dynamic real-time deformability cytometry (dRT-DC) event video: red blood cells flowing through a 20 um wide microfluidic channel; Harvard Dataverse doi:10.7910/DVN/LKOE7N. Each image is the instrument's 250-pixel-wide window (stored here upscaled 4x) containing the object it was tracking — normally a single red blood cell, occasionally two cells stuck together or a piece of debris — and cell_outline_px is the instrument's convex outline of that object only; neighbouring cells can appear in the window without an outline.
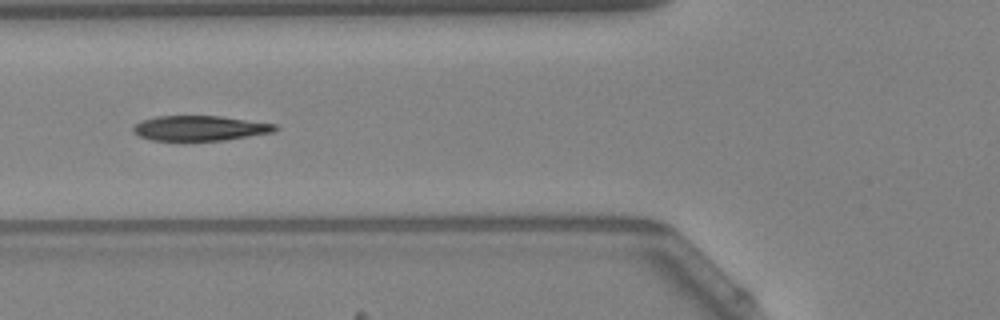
{"species": "Egyptian fruit bat (a non-hibernating species)", "species_latin": "Rousettus aegyptiacus", "temperature_condition": "warm", "stored_images_in_passage": 39, "camera_frame_rate_fps": 3000, "um_per_image_px": 0.085, "animal": {"sex": "female"}, "frame": {"image": 1, "passage_image": 6, "time_ms": 1.667, "image_size_px": [1000, 320], "cell_outline_px": [[280, 128], [272, 132], [224, 140], [152, 140], [140, 136], [132, 132], [132, 128], [140, 120], [156, 116], [220, 116], [276, 124]], "centroid_in_image_um": [16.96, 10.89], "position_along_channel_um": 108.8, "area_um2": 20.58}}
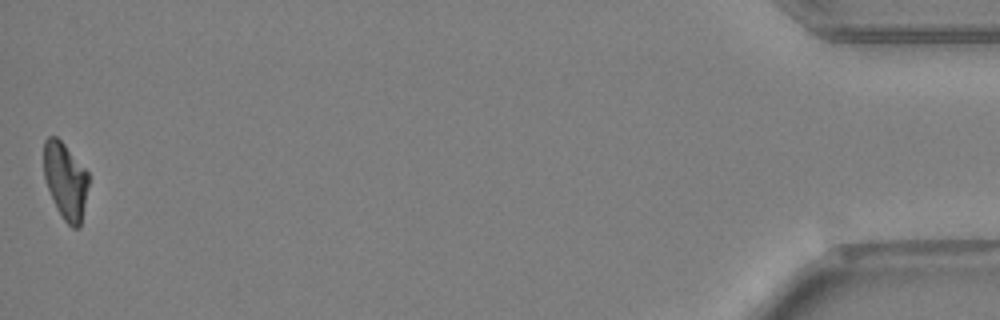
{"frame": {"image": 2, "passage_image": 39, "time_ms": 12.667, "image_size_px": [1000, 320], "cell_outline_px": [[88, 184], [80, 228], [72, 228], [64, 220], [56, 208], [48, 188], [44, 176], [44, 140], [48, 136], [56, 136], [64, 144], [88, 172]], "centroid_in_image_um": [5.55, 15.37], "position_along_channel_um": 429.6, "area_um2": 19.77}, "authors_computed_cell_mechanics": {"area_um2": 21.4438, "velocity_mm_per_s": 3.7912, "shape_relaxation_time_tau1_ms": 6.4546, "shape_relaxation_time_tau2_ms": 2.9882, "deformation_change_tau1": 0.205, "deformation_change_tau2": 0.0717}}